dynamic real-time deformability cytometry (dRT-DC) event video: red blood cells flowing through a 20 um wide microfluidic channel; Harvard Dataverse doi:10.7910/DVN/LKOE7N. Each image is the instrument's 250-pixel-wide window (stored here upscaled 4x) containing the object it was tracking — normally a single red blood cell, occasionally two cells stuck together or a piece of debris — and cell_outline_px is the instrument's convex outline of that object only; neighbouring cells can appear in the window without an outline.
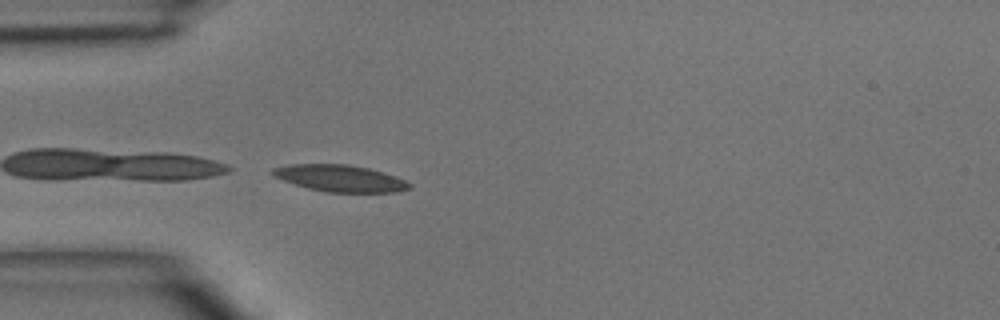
{"species": "common noctule bat (a hibernating species)", "species_latin": "Nyctalus noctula", "temperature_condition": "room temperature", "stored_images_in_passage": 3, "camera_frame_rate_fps": 3000, "um_per_image_px": 0.085, "animal": {"sex": "male", "body_mass_g": 15.6}, "frame": {"image": 1, "passage_image": 3, "time_ms": 3.0, "image_size_px": [1000, 320], "cell_outline_px": [[412, 188], [396, 192], [328, 192], [308, 188], [284, 180], [276, 176], [272, 172], [272, 168], [288, 164], [348, 164], [368, 168], [384, 172], [396, 176], [412, 184]], "centroid_in_image_um": [28.96, 15.15], "position_along_channel_um": 56.0, "area_um2": 21.15}}